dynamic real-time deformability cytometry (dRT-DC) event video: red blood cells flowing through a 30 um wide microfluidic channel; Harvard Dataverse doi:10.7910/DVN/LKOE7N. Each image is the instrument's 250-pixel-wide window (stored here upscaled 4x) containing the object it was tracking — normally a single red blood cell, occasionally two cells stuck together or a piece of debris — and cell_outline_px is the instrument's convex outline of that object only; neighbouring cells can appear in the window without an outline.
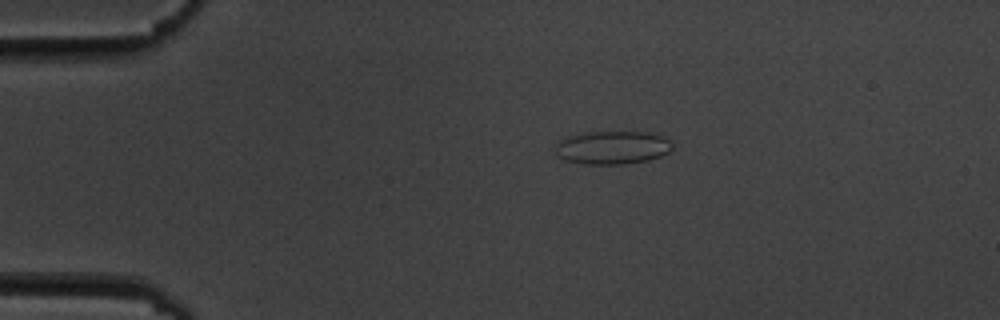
{"species": "common noctule bat (a hibernating species)", "species_latin": "Nyctalus noctula", "temperature_condition": "cold", "stored_images_in_passage": 7, "camera_frame_rate_fps": 3000, "um_per_image_px": 0.085, "animal": {"sex": "male", "body_mass_g": 19.5, "forearm_length_mm": 54.6}, "frame": {"image": 1, "passage_image": 3, "time_ms": 3.333, "image_size_px": [1000, 320], "cell_outline_px": [[672, 148], [668, 152], [660, 156], [648, 160], [624, 164], [584, 164], [564, 160], [556, 152], [556, 144], [560, 140], [568, 136], [584, 132], [648, 132], [664, 136], [672, 144]], "centroid_in_image_um": [52.05, 12.54], "position_along_channel_um": 32.9, "area_um2": 22.66}}
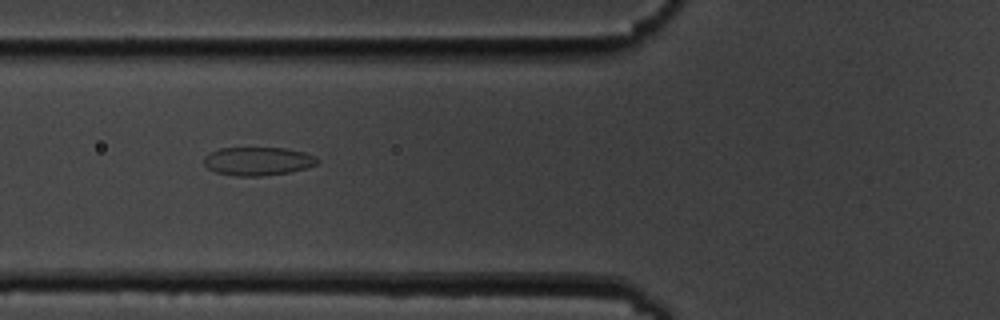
{"frame": {"image": 2, "passage_image": 6, "time_ms": 6.667, "image_size_px": [1000, 320], "cell_outline_px": [[320, 160], [316, 164], [308, 168], [288, 172], [260, 176], [236, 176], [216, 172], [208, 168], [204, 164], [204, 156], [208, 152], [220, 148], [284, 148], [304, 152], [316, 156]], "centroid_in_image_um": [21.91, 13.7], "position_along_channel_um": 103.9, "area_um2": 18.84}}
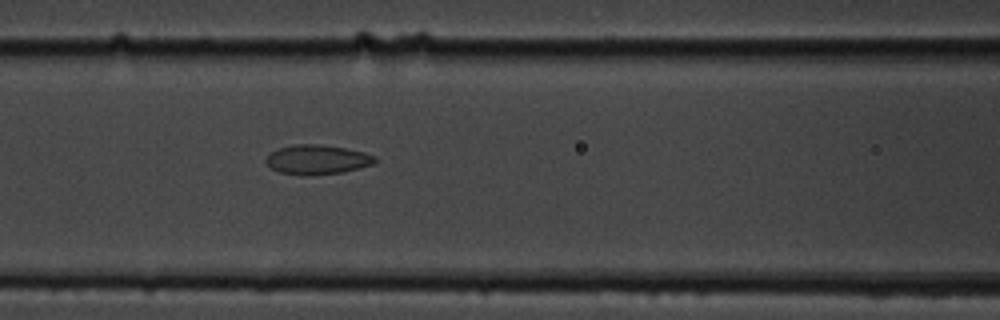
{"frame": {"image": 3, "passage_image": 7, "time_ms": 7.667, "image_size_px": [1000, 320], "cell_outline_px": [[376, 160], [372, 164], [344, 172], [312, 176], [280, 172], [272, 168], [264, 160], [272, 152], [280, 148], [296, 144], [316, 144], [344, 148], [364, 152], [376, 156]], "centroid_in_image_um": [26.98, 13.57], "position_along_channel_um": 139.6, "area_um2": 18.5}}